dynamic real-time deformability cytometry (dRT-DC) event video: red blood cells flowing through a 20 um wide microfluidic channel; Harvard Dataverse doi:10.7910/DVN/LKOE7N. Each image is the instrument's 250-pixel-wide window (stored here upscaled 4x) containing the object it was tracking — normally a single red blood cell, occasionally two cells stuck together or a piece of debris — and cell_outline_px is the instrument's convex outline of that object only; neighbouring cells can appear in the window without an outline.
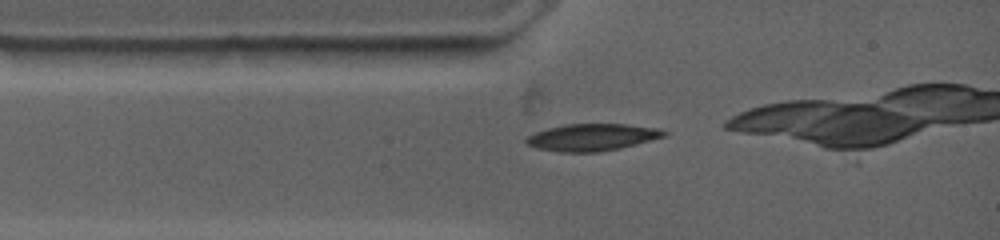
{"species": "common noctule bat (a hibernating species)", "species_latin": "Nyctalus noctula", "temperature_condition": "warm", "stored_images_in_passage": 2, "camera_frame_rate_fps": 4500, "um_per_image_px": 0.085, "animal": {"sex": "female", "body_mass_g": 19.0, "forearm_length_mm": 53.3}, "frame": {"image": 1, "passage_image": 2, "time_ms": 0.889, "image_size_px": [1000, 240], "cell_outline_px": [[668, 132], [664, 136], [636, 144], [620, 148], [596, 152], [560, 152], [536, 148], [524, 144], [524, 140], [528, 136], [536, 132], [548, 128], [564, 124], [624, 124], [660, 128]], "centroid_in_image_um": [50.29, 11.67], "position_along_channel_um": 34.7, "area_um2": 21.68}}